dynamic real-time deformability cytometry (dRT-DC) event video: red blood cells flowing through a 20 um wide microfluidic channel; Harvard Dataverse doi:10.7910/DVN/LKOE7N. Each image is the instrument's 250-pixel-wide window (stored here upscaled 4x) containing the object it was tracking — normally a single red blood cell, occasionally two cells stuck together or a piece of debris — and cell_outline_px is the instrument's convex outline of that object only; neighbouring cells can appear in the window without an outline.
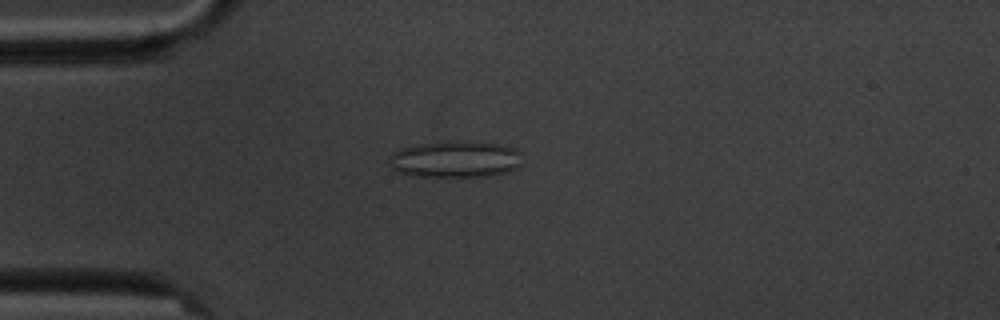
{"species": "common noctule bat (a hibernating species)", "species_latin": "Nyctalus noctula", "temperature_condition": "cold", "stored_images_in_passage": 12, "camera_frame_rate_fps": 3000, "um_per_image_px": 0.085, "animal": {"sex": "male", "body_mass_g": 20.1, "forearm_length_mm": 53.5}, "frame": {"image": 1, "passage_image": 4, "time_ms": 4.333, "image_size_px": [1000, 320], "cell_outline_px": [[520, 164], [516, 168], [508, 172], [492, 176], [412, 176], [400, 172], [392, 168], [388, 164], [388, 156], [392, 152], [416, 144], [500, 144], [512, 148], [520, 152]], "centroid_in_image_um": [38.66, 13.59], "position_along_channel_um": 46.3, "area_um2": 27.34}}
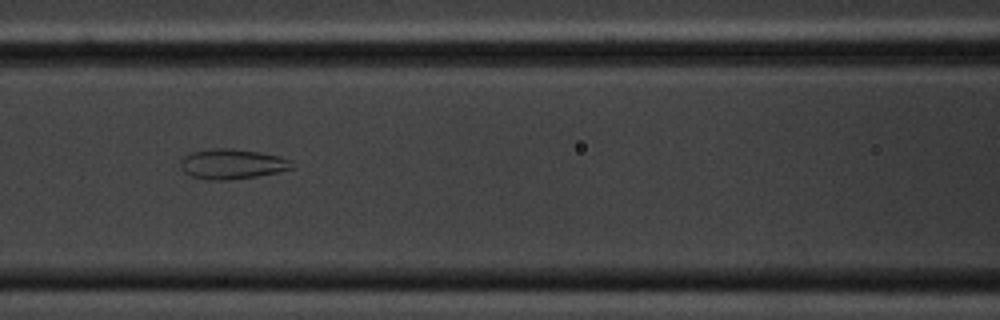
{"frame": {"image": 2, "passage_image": 7, "time_ms": 7.667, "image_size_px": [1000, 320], "cell_outline_px": [[296, 168], [280, 172], [256, 176], [224, 180], [208, 180], [192, 176], [184, 172], [180, 168], [180, 160], [184, 156], [192, 152], [216, 148], [232, 148], [260, 152], [280, 156], [292, 160]], "centroid_in_image_um": [19.77, 13.94], "position_along_channel_um": 146.8, "area_um2": 19.71}}
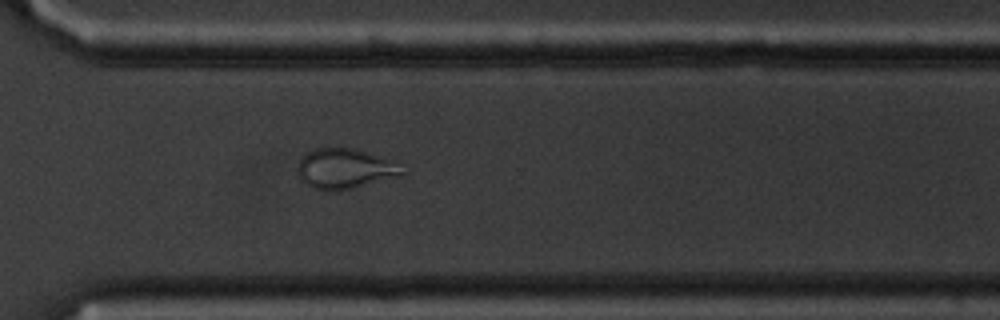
{"frame": {"image": 3, "passage_image": 12, "time_ms": 13.333, "image_size_px": [1000, 320], "cell_outline_px": [[408, 172], [400, 176], [352, 188], [332, 192], [312, 188], [304, 184], [300, 180], [296, 168], [300, 160], [308, 152], [316, 148], [352, 148], [364, 152], [384, 160]], "centroid_in_image_um": [29.2, 14.38], "position_along_channel_um": 341.4, "area_um2": 23.87}}